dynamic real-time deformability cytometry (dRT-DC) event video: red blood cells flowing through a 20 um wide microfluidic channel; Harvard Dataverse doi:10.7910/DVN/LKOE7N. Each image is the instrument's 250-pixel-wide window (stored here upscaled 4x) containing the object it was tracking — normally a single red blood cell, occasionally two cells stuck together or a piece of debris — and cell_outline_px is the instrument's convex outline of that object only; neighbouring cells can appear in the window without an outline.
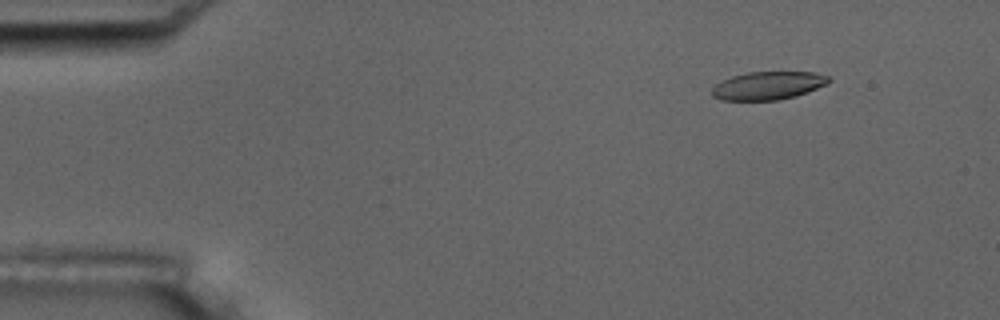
{"species": "common noctule bat (a hibernating species)", "species_latin": "Nyctalus noctula", "temperature_condition": "room temperature", "stored_images_in_passage": 3, "camera_frame_rate_fps": 3000, "um_per_image_px": 0.085, "animal": {"sex": "male", "body_mass_g": 17.5, "forearm_length_mm": 52.3}, "frame": {"image": 1, "passage_image": 1, "time_ms": 0.0, "image_size_px": [1000, 320], "cell_outline_px": [[832, 80], [828, 84], [796, 96], [776, 100], [720, 100], [712, 96], [712, 88], [716, 84], [732, 76], [748, 72], [816, 72], [828, 76]], "centroid_in_image_um": [65.31, 7.27], "position_along_channel_um": 19.7, "area_um2": 19.13}}
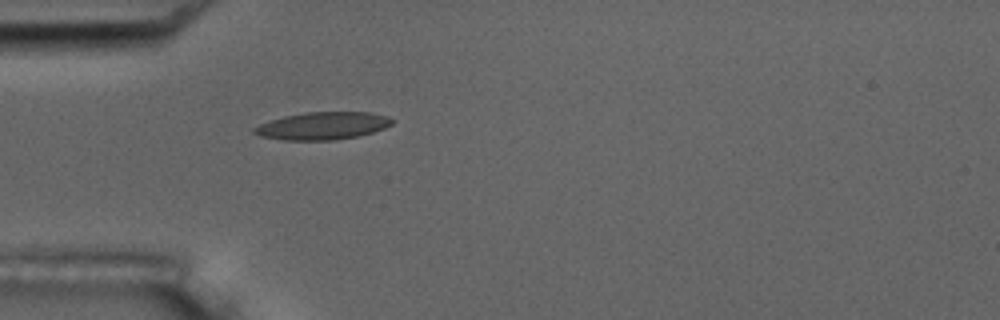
{"frame": {"image": 2, "passage_image": 3, "time_ms": 3.333, "image_size_px": [1000, 320], "cell_outline_px": [[396, 120], [392, 124], [384, 128], [372, 132], [356, 136], [332, 140], [284, 140], [260, 136], [252, 132], [252, 128], [260, 124], [284, 116], [304, 112], [372, 112], [388, 116]], "centroid_in_image_um": [27.44, 10.68], "position_along_channel_um": 57.6, "area_um2": 22.14}}